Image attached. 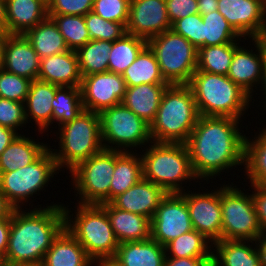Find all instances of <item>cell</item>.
Listing matches in <instances>:
<instances>
[{"label":"cell","mask_w":266,"mask_h":266,"mask_svg":"<svg viewBox=\"0 0 266 266\" xmlns=\"http://www.w3.org/2000/svg\"><path fill=\"white\" fill-rule=\"evenodd\" d=\"M230 117L200 116L185 142L195 176L199 180L215 179L224 169L244 165L245 138L239 124ZM234 166V167H233Z\"/></svg>","instance_id":"cell-1"},{"label":"cell","mask_w":266,"mask_h":266,"mask_svg":"<svg viewBox=\"0 0 266 266\" xmlns=\"http://www.w3.org/2000/svg\"><path fill=\"white\" fill-rule=\"evenodd\" d=\"M39 206L28 212L15 209L12 213L5 256L8 266H40L52 242L65 228L63 204Z\"/></svg>","instance_id":"cell-2"},{"label":"cell","mask_w":266,"mask_h":266,"mask_svg":"<svg viewBox=\"0 0 266 266\" xmlns=\"http://www.w3.org/2000/svg\"><path fill=\"white\" fill-rule=\"evenodd\" d=\"M200 117L188 84L168 85L150 124L153 142L185 143Z\"/></svg>","instance_id":"cell-3"},{"label":"cell","mask_w":266,"mask_h":266,"mask_svg":"<svg viewBox=\"0 0 266 266\" xmlns=\"http://www.w3.org/2000/svg\"><path fill=\"white\" fill-rule=\"evenodd\" d=\"M200 116L240 119L252 98L228 76L196 71L189 82Z\"/></svg>","instance_id":"cell-4"},{"label":"cell","mask_w":266,"mask_h":266,"mask_svg":"<svg viewBox=\"0 0 266 266\" xmlns=\"http://www.w3.org/2000/svg\"><path fill=\"white\" fill-rule=\"evenodd\" d=\"M147 146L144 148L146 151L140 154L144 179L167 193H182L184 182L198 181L185 143L152 141Z\"/></svg>","instance_id":"cell-5"},{"label":"cell","mask_w":266,"mask_h":266,"mask_svg":"<svg viewBox=\"0 0 266 266\" xmlns=\"http://www.w3.org/2000/svg\"><path fill=\"white\" fill-rule=\"evenodd\" d=\"M64 205L65 228L80 243L87 255L95 263L104 258L115 257L119 242L105 209L97 204H78L74 215L71 208Z\"/></svg>","instance_id":"cell-6"},{"label":"cell","mask_w":266,"mask_h":266,"mask_svg":"<svg viewBox=\"0 0 266 266\" xmlns=\"http://www.w3.org/2000/svg\"><path fill=\"white\" fill-rule=\"evenodd\" d=\"M59 149H51L59 169L71 171L80 162L101 152L99 113L83 110L74 120L58 126Z\"/></svg>","instance_id":"cell-7"},{"label":"cell","mask_w":266,"mask_h":266,"mask_svg":"<svg viewBox=\"0 0 266 266\" xmlns=\"http://www.w3.org/2000/svg\"><path fill=\"white\" fill-rule=\"evenodd\" d=\"M169 85L189 84L197 68L198 49L172 29L147 40Z\"/></svg>","instance_id":"cell-8"},{"label":"cell","mask_w":266,"mask_h":266,"mask_svg":"<svg viewBox=\"0 0 266 266\" xmlns=\"http://www.w3.org/2000/svg\"><path fill=\"white\" fill-rule=\"evenodd\" d=\"M62 171L58 168L51 151V146L33 163L12 172H0V191L16 208L21 209L29 203L30 197L46 187L55 174ZM52 178V179H51ZM23 204V205H22Z\"/></svg>","instance_id":"cell-9"},{"label":"cell","mask_w":266,"mask_h":266,"mask_svg":"<svg viewBox=\"0 0 266 266\" xmlns=\"http://www.w3.org/2000/svg\"><path fill=\"white\" fill-rule=\"evenodd\" d=\"M99 116L104 149L129 152L152 142L150 124L123 103L104 109Z\"/></svg>","instance_id":"cell-10"},{"label":"cell","mask_w":266,"mask_h":266,"mask_svg":"<svg viewBox=\"0 0 266 266\" xmlns=\"http://www.w3.org/2000/svg\"><path fill=\"white\" fill-rule=\"evenodd\" d=\"M114 169L115 150L107 149H103L73 168L69 174L77 193L76 197L79 196L80 201L77 204L109 203V189Z\"/></svg>","instance_id":"cell-11"},{"label":"cell","mask_w":266,"mask_h":266,"mask_svg":"<svg viewBox=\"0 0 266 266\" xmlns=\"http://www.w3.org/2000/svg\"><path fill=\"white\" fill-rule=\"evenodd\" d=\"M233 185L221 186L222 240L255 241L262 230L252 194Z\"/></svg>","instance_id":"cell-12"},{"label":"cell","mask_w":266,"mask_h":266,"mask_svg":"<svg viewBox=\"0 0 266 266\" xmlns=\"http://www.w3.org/2000/svg\"><path fill=\"white\" fill-rule=\"evenodd\" d=\"M193 230L185 197L168 193L151 219V238L162 246Z\"/></svg>","instance_id":"cell-13"},{"label":"cell","mask_w":266,"mask_h":266,"mask_svg":"<svg viewBox=\"0 0 266 266\" xmlns=\"http://www.w3.org/2000/svg\"><path fill=\"white\" fill-rule=\"evenodd\" d=\"M186 189L185 197L192 227L212 243L222 240L221 187L211 192L192 193ZM191 192V193H190Z\"/></svg>","instance_id":"cell-14"},{"label":"cell","mask_w":266,"mask_h":266,"mask_svg":"<svg viewBox=\"0 0 266 266\" xmlns=\"http://www.w3.org/2000/svg\"><path fill=\"white\" fill-rule=\"evenodd\" d=\"M126 88L123 76L114 72L83 76L80 92L84 110L100 113L122 103Z\"/></svg>","instance_id":"cell-15"},{"label":"cell","mask_w":266,"mask_h":266,"mask_svg":"<svg viewBox=\"0 0 266 266\" xmlns=\"http://www.w3.org/2000/svg\"><path fill=\"white\" fill-rule=\"evenodd\" d=\"M218 12L245 40L266 38L264 0H218Z\"/></svg>","instance_id":"cell-16"},{"label":"cell","mask_w":266,"mask_h":266,"mask_svg":"<svg viewBox=\"0 0 266 266\" xmlns=\"http://www.w3.org/2000/svg\"><path fill=\"white\" fill-rule=\"evenodd\" d=\"M251 41H254L252 44L256 48L255 51L239 45L234 51L227 76L253 98V87L258 90L257 86H260L263 77L266 38H255Z\"/></svg>","instance_id":"cell-17"},{"label":"cell","mask_w":266,"mask_h":266,"mask_svg":"<svg viewBox=\"0 0 266 266\" xmlns=\"http://www.w3.org/2000/svg\"><path fill=\"white\" fill-rule=\"evenodd\" d=\"M171 27L165 0H130L128 34L148 40Z\"/></svg>","instance_id":"cell-18"},{"label":"cell","mask_w":266,"mask_h":266,"mask_svg":"<svg viewBox=\"0 0 266 266\" xmlns=\"http://www.w3.org/2000/svg\"><path fill=\"white\" fill-rule=\"evenodd\" d=\"M167 194L163 188L142 178L111 203L118 209L140 214L151 220Z\"/></svg>","instance_id":"cell-19"},{"label":"cell","mask_w":266,"mask_h":266,"mask_svg":"<svg viewBox=\"0 0 266 266\" xmlns=\"http://www.w3.org/2000/svg\"><path fill=\"white\" fill-rule=\"evenodd\" d=\"M40 58L23 34H10L4 49L3 69L29 80H37Z\"/></svg>","instance_id":"cell-20"},{"label":"cell","mask_w":266,"mask_h":266,"mask_svg":"<svg viewBox=\"0 0 266 266\" xmlns=\"http://www.w3.org/2000/svg\"><path fill=\"white\" fill-rule=\"evenodd\" d=\"M38 80L59 87H80L82 76L76 52L68 50L40 59Z\"/></svg>","instance_id":"cell-21"},{"label":"cell","mask_w":266,"mask_h":266,"mask_svg":"<svg viewBox=\"0 0 266 266\" xmlns=\"http://www.w3.org/2000/svg\"><path fill=\"white\" fill-rule=\"evenodd\" d=\"M6 31L25 34L48 17L46 0H5Z\"/></svg>","instance_id":"cell-22"},{"label":"cell","mask_w":266,"mask_h":266,"mask_svg":"<svg viewBox=\"0 0 266 266\" xmlns=\"http://www.w3.org/2000/svg\"><path fill=\"white\" fill-rule=\"evenodd\" d=\"M109 217L117 241L134 242L151 238V220L143 215L116 208L112 203L100 204Z\"/></svg>","instance_id":"cell-23"},{"label":"cell","mask_w":266,"mask_h":266,"mask_svg":"<svg viewBox=\"0 0 266 266\" xmlns=\"http://www.w3.org/2000/svg\"><path fill=\"white\" fill-rule=\"evenodd\" d=\"M59 86L41 80H33L30 84L29 93L24 102L25 117L27 123L33 119L41 134L48 132L52 125L53 101L56 89ZM29 117V118H28ZM29 121V122H28Z\"/></svg>","instance_id":"cell-24"},{"label":"cell","mask_w":266,"mask_h":266,"mask_svg":"<svg viewBox=\"0 0 266 266\" xmlns=\"http://www.w3.org/2000/svg\"><path fill=\"white\" fill-rule=\"evenodd\" d=\"M254 242L253 240H219L213 243L211 266H262L260 253Z\"/></svg>","instance_id":"cell-25"},{"label":"cell","mask_w":266,"mask_h":266,"mask_svg":"<svg viewBox=\"0 0 266 266\" xmlns=\"http://www.w3.org/2000/svg\"><path fill=\"white\" fill-rule=\"evenodd\" d=\"M40 266H95V262L64 228L52 242Z\"/></svg>","instance_id":"cell-26"},{"label":"cell","mask_w":266,"mask_h":266,"mask_svg":"<svg viewBox=\"0 0 266 266\" xmlns=\"http://www.w3.org/2000/svg\"><path fill=\"white\" fill-rule=\"evenodd\" d=\"M169 84L127 86L122 103L148 124L154 120L162 95Z\"/></svg>","instance_id":"cell-27"},{"label":"cell","mask_w":266,"mask_h":266,"mask_svg":"<svg viewBox=\"0 0 266 266\" xmlns=\"http://www.w3.org/2000/svg\"><path fill=\"white\" fill-rule=\"evenodd\" d=\"M114 258L123 266H164L166 252L164 246L150 238L120 243Z\"/></svg>","instance_id":"cell-28"},{"label":"cell","mask_w":266,"mask_h":266,"mask_svg":"<svg viewBox=\"0 0 266 266\" xmlns=\"http://www.w3.org/2000/svg\"><path fill=\"white\" fill-rule=\"evenodd\" d=\"M142 178L141 156L134 151L115 150V169L111 177L109 203Z\"/></svg>","instance_id":"cell-29"},{"label":"cell","mask_w":266,"mask_h":266,"mask_svg":"<svg viewBox=\"0 0 266 266\" xmlns=\"http://www.w3.org/2000/svg\"><path fill=\"white\" fill-rule=\"evenodd\" d=\"M19 134L0 155V172H12L36 161L48 148L43 142H36Z\"/></svg>","instance_id":"cell-30"},{"label":"cell","mask_w":266,"mask_h":266,"mask_svg":"<svg viewBox=\"0 0 266 266\" xmlns=\"http://www.w3.org/2000/svg\"><path fill=\"white\" fill-rule=\"evenodd\" d=\"M24 35L40 59L69 50L63 35L50 17L28 30Z\"/></svg>","instance_id":"cell-31"},{"label":"cell","mask_w":266,"mask_h":266,"mask_svg":"<svg viewBox=\"0 0 266 266\" xmlns=\"http://www.w3.org/2000/svg\"><path fill=\"white\" fill-rule=\"evenodd\" d=\"M126 86L140 84H168L160 71L153 51L146 45L123 73Z\"/></svg>","instance_id":"cell-32"},{"label":"cell","mask_w":266,"mask_h":266,"mask_svg":"<svg viewBox=\"0 0 266 266\" xmlns=\"http://www.w3.org/2000/svg\"><path fill=\"white\" fill-rule=\"evenodd\" d=\"M261 131V132H260ZM256 137V138H255ZM245 138L244 169L251 184L266 185V128Z\"/></svg>","instance_id":"cell-33"},{"label":"cell","mask_w":266,"mask_h":266,"mask_svg":"<svg viewBox=\"0 0 266 266\" xmlns=\"http://www.w3.org/2000/svg\"><path fill=\"white\" fill-rule=\"evenodd\" d=\"M212 244L203 234L193 229L165 246L166 258H212Z\"/></svg>","instance_id":"cell-34"},{"label":"cell","mask_w":266,"mask_h":266,"mask_svg":"<svg viewBox=\"0 0 266 266\" xmlns=\"http://www.w3.org/2000/svg\"><path fill=\"white\" fill-rule=\"evenodd\" d=\"M239 44V42H233L199 48L196 71L227 76L234 51Z\"/></svg>","instance_id":"cell-35"},{"label":"cell","mask_w":266,"mask_h":266,"mask_svg":"<svg viewBox=\"0 0 266 266\" xmlns=\"http://www.w3.org/2000/svg\"><path fill=\"white\" fill-rule=\"evenodd\" d=\"M111 47V41L90 40L83 47L77 49L75 52L81 76L108 71Z\"/></svg>","instance_id":"cell-36"},{"label":"cell","mask_w":266,"mask_h":266,"mask_svg":"<svg viewBox=\"0 0 266 266\" xmlns=\"http://www.w3.org/2000/svg\"><path fill=\"white\" fill-rule=\"evenodd\" d=\"M146 45V39L128 33L112 42L108 57V71L123 75Z\"/></svg>","instance_id":"cell-37"},{"label":"cell","mask_w":266,"mask_h":266,"mask_svg":"<svg viewBox=\"0 0 266 266\" xmlns=\"http://www.w3.org/2000/svg\"><path fill=\"white\" fill-rule=\"evenodd\" d=\"M52 124L59 126L74 120L83 110L80 87L60 86L51 102Z\"/></svg>","instance_id":"cell-38"},{"label":"cell","mask_w":266,"mask_h":266,"mask_svg":"<svg viewBox=\"0 0 266 266\" xmlns=\"http://www.w3.org/2000/svg\"><path fill=\"white\" fill-rule=\"evenodd\" d=\"M201 16L203 20V47L242 41V37L218 10Z\"/></svg>","instance_id":"cell-39"},{"label":"cell","mask_w":266,"mask_h":266,"mask_svg":"<svg viewBox=\"0 0 266 266\" xmlns=\"http://www.w3.org/2000/svg\"><path fill=\"white\" fill-rule=\"evenodd\" d=\"M63 35L69 50L76 51L91 40L84 16L48 15Z\"/></svg>","instance_id":"cell-40"},{"label":"cell","mask_w":266,"mask_h":266,"mask_svg":"<svg viewBox=\"0 0 266 266\" xmlns=\"http://www.w3.org/2000/svg\"><path fill=\"white\" fill-rule=\"evenodd\" d=\"M87 30L91 40H105L114 42L122 38L126 33V25L123 23L108 21L95 14L93 11L84 16Z\"/></svg>","instance_id":"cell-41"},{"label":"cell","mask_w":266,"mask_h":266,"mask_svg":"<svg viewBox=\"0 0 266 266\" xmlns=\"http://www.w3.org/2000/svg\"><path fill=\"white\" fill-rule=\"evenodd\" d=\"M32 80L0 69V98L24 103Z\"/></svg>","instance_id":"cell-42"},{"label":"cell","mask_w":266,"mask_h":266,"mask_svg":"<svg viewBox=\"0 0 266 266\" xmlns=\"http://www.w3.org/2000/svg\"><path fill=\"white\" fill-rule=\"evenodd\" d=\"M130 0H94L93 12L105 20L127 25Z\"/></svg>","instance_id":"cell-43"},{"label":"cell","mask_w":266,"mask_h":266,"mask_svg":"<svg viewBox=\"0 0 266 266\" xmlns=\"http://www.w3.org/2000/svg\"><path fill=\"white\" fill-rule=\"evenodd\" d=\"M171 29L197 49L203 47V20L199 13L178 19L172 24Z\"/></svg>","instance_id":"cell-44"},{"label":"cell","mask_w":266,"mask_h":266,"mask_svg":"<svg viewBox=\"0 0 266 266\" xmlns=\"http://www.w3.org/2000/svg\"><path fill=\"white\" fill-rule=\"evenodd\" d=\"M26 124L24 103L0 98V125L18 132Z\"/></svg>","instance_id":"cell-45"},{"label":"cell","mask_w":266,"mask_h":266,"mask_svg":"<svg viewBox=\"0 0 266 266\" xmlns=\"http://www.w3.org/2000/svg\"><path fill=\"white\" fill-rule=\"evenodd\" d=\"M94 0H47L48 15L85 16L93 10Z\"/></svg>","instance_id":"cell-46"},{"label":"cell","mask_w":266,"mask_h":266,"mask_svg":"<svg viewBox=\"0 0 266 266\" xmlns=\"http://www.w3.org/2000/svg\"><path fill=\"white\" fill-rule=\"evenodd\" d=\"M171 25L178 19L198 14L197 0H165Z\"/></svg>","instance_id":"cell-47"},{"label":"cell","mask_w":266,"mask_h":266,"mask_svg":"<svg viewBox=\"0 0 266 266\" xmlns=\"http://www.w3.org/2000/svg\"><path fill=\"white\" fill-rule=\"evenodd\" d=\"M252 198L262 233L266 232V185L250 184Z\"/></svg>","instance_id":"cell-48"},{"label":"cell","mask_w":266,"mask_h":266,"mask_svg":"<svg viewBox=\"0 0 266 266\" xmlns=\"http://www.w3.org/2000/svg\"><path fill=\"white\" fill-rule=\"evenodd\" d=\"M212 258H165L164 266H211Z\"/></svg>","instance_id":"cell-49"},{"label":"cell","mask_w":266,"mask_h":266,"mask_svg":"<svg viewBox=\"0 0 266 266\" xmlns=\"http://www.w3.org/2000/svg\"><path fill=\"white\" fill-rule=\"evenodd\" d=\"M11 218L0 220V256H6L10 234Z\"/></svg>","instance_id":"cell-50"},{"label":"cell","mask_w":266,"mask_h":266,"mask_svg":"<svg viewBox=\"0 0 266 266\" xmlns=\"http://www.w3.org/2000/svg\"><path fill=\"white\" fill-rule=\"evenodd\" d=\"M18 135L13 129L0 125V155Z\"/></svg>","instance_id":"cell-51"},{"label":"cell","mask_w":266,"mask_h":266,"mask_svg":"<svg viewBox=\"0 0 266 266\" xmlns=\"http://www.w3.org/2000/svg\"><path fill=\"white\" fill-rule=\"evenodd\" d=\"M16 208L7 200L4 194L0 191V220L11 218L12 213Z\"/></svg>","instance_id":"cell-52"},{"label":"cell","mask_w":266,"mask_h":266,"mask_svg":"<svg viewBox=\"0 0 266 266\" xmlns=\"http://www.w3.org/2000/svg\"><path fill=\"white\" fill-rule=\"evenodd\" d=\"M200 15H207L218 10V0H197Z\"/></svg>","instance_id":"cell-53"},{"label":"cell","mask_w":266,"mask_h":266,"mask_svg":"<svg viewBox=\"0 0 266 266\" xmlns=\"http://www.w3.org/2000/svg\"><path fill=\"white\" fill-rule=\"evenodd\" d=\"M256 246L260 253L262 266H266V232L262 233L256 240Z\"/></svg>","instance_id":"cell-54"},{"label":"cell","mask_w":266,"mask_h":266,"mask_svg":"<svg viewBox=\"0 0 266 266\" xmlns=\"http://www.w3.org/2000/svg\"><path fill=\"white\" fill-rule=\"evenodd\" d=\"M9 35L7 31H0V69H3L4 49Z\"/></svg>","instance_id":"cell-55"},{"label":"cell","mask_w":266,"mask_h":266,"mask_svg":"<svg viewBox=\"0 0 266 266\" xmlns=\"http://www.w3.org/2000/svg\"><path fill=\"white\" fill-rule=\"evenodd\" d=\"M0 31H6L5 0H0Z\"/></svg>","instance_id":"cell-56"},{"label":"cell","mask_w":266,"mask_h":266,"mask_svg":"<svg viewBox=\"0 0 266 266\" xmlns=\"http://www.w3.org/2000/svg\"><path fill=\"white\" fill-rule=\"evenodd\" d=\"M96 266H123L114 257L104 258L95 263Z\"/></svg>","instance_id":"cell-57"},{"label":"cell","mask_w":266,"mask_h":266,"mask_svg":"<svg viewBox=\"0 0 266 266\" xmlns=\"http://www.w3.org/2000/svg\"><path fill=\"white\" fill-rule=\"evenodd\" d=\"M260 87H261L260 91L263 93L262 95H264L263 98H265V99H263V100H265L263 103H265L266 102V56H265V60H264L263 77H262ZM263 106L266 107V103L263 104Z\"/></svg>","instance_id":"cell-58"},{"label":"cell","mask_w":266,"mask_h":266,"mask_svg":"<svg viewBox=\"0 0 266 266\" xmlns=\"http://www.w3.org/2000/svg\"><path fill=\"white\" fill-rule=\"evenodd\" d=\"M0 266H8L4 257L0 256Z\"/></svg>","instance_id":"cell-59"}]
</instances>
